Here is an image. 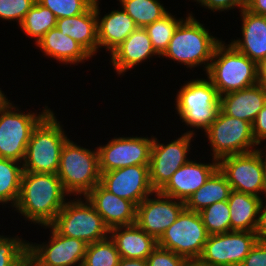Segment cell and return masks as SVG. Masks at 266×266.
<instances>
[{
  "instance_id": "6da1fadb",
  "label": "cell",
  "mask_w": 266,
  "mask_h": 266,
  "mask_svg": "<svg viewBox=\"0 0 266 266\" xmlns=\"http://www.w3.org/2000/svg\"><path fill=\"white\" fill-rule=\"evenodd\" d=\"M66 195L69 194L57 174L23 172L14 210L34 224L51 225L63 208Z\"/></svg>"
},
{
  "instance_id": "7a4b0ae2",
  "label": "cell",
  "mask_w": 266,
  "mask_h": 266,
  "mask_svg": "<svg viewBox=\"0 0 266 266\" xmlns=\"http://www.w3.org/2000/svg\"><path fill=\"white\" fill-rule=\"evenodd\" d=\"M189 13L175 30L167 49L161 55L195 68L202 64L207 71L215 49L222 41L212 36L204 26Z\"/></svg>"
},
{
  "instance_id": "3957f363",
  "label": "cell",
  "mask_w": 266,
  "mask_h": 266,
  "mask_svg": "<svg viewBox=\"0 0 266 266\" xmlns=\"http://www.w3.org/2000/svg\"><path fill=\"white\" fill-rule=\"evenodd\" d=\"M206 74L219 96L259 83L258 64L224 41L216 47Z\"/></svg>"
},
{
  "instance_id": "277c9868",
  "label": "cell",
  "mask_w": 266,
  "mask_h": 266,
  "mask_svg": "<svg viewBox=\"0 0 266 266\" xmlns=\"http://www.w3.org/2000/svg\"><path fill=\"white\" fill-rule=\"evenodd\" d=\"M51 110L34 128L22 162L24 172L57 174L63 145L69 139Z\"/></svg>"
},
{
  "instance_id": "5b68a950",
  "label": "cell",
  "mask_w": 266,
  "mask_h": 266,
  "mask_svg": "<svg viewBox=\"0 0 266 266\" xmlns=\"http://www.w3.org/2000/svg\"><path fill=\"white\" fill-rule=\"evenodd\" d=\"M57 176L69 195L85 197L100 183L98 148H83L68 139L61 150Z\"/></svg>"
},
{
  "instance_id": "8992f818",
  "label": "cell",
  "mask_w": 266,
  "mask_h": 266,
  "mask_svg": "<svg viewBox=\"0 0 266 266\" xmlns=\"http://www.w3.org/2000/svg\"><path fill=\"white\" fill-rule=\"evenodd\" d=\"M176 111L182 122L206 132L220 111V96L209 79H192L176 96Z\"/></svg>"
},
{
  "instance_id": "52a82bcc",
  "label": "cell",
  "mask_w": 266,
  "mask_h": 266,
  "mask_svg": "<svg viewBox=\"0 0 266 266\" xmlns=\"http://www.w3.org/2000/svg\"><path fill=\"white\" fill-rule=\"evenodd\" d=\"M78 196L65 202L55 221L51 224L61 235L80 239L87 244L103 240L109 235L101 215L87 200Z\"/></svg>"
},
{
  "instance_id": "ba28073f",
  "label": "cell",
  "mask_w": 266,
  "mask_h": 266,
  "mask_svg": "<svg viewBox=\"0 0 266 266\" xmlns=\"http://www.w3.org/2000/svg\"><path fill=\"white\" fill-rule=\"evenodd\" d=\"M50 111L26 114L13 104L0 111V158L22 163L34 128Z\"/></svg>"
},
{
  "instance_id": "9c48e42d",
  "label": "cell",
  "mask_w": 266,
  "mask_h": 266,
  "mask_svg": "<svg viewBox=\"0 0 266 266\" xmlns=\"http://www.w3.org/2000/svg\"><path fill=\"white\" fill-rule=\"evenodd\" d=\"M205 133L212 147V157L216 160L252 152L258 146L251 123L226 115L221 110Z\"/></svg>"
},
{
  "instance_id": "30bf717a",
  "label": "cell",
  "mask_w": 266,
  "mask_h": 266,
  "mask_svg": "<svg viewBox=\"0 0 266 266\" xmlns=\"http://www.w3.org/2000/svg\"><path fill=\"white\" fill-rule=\"evenodd\" d=\"M209 237L199 212L186 208L158 240V246L186 260H198Z\"/></svg>"
},
{
  "instance_id": "8fae6325",
  "label": "cell",
  "mask_w": 266,
  "mask_h": 266,
  "mask_svg": "<svg viewBox=\"0 0 266 266\" xmlns=\"http://www.w3.org/2000/svg\"><path fill=\"white\" fill-rule=\"evenodd\" d=\"M194 135V130L190 129L168 144L160 143L153 136L149 173L150 183L155 191H160L172 175L190 160L187 154L191 149L190 143Z\"/></svg>"
},
{
  "instance_id": "7c38bea8",
  "label": "cell",
  "mask_w": 266,
  "mask_h": 266,
  "mask_svg": "<svg viewBox=\"0 0 266 266\" xmlns=\"http://www.w3.org/2000/svg\"><path fill=\"white\" fill-rule=\"evenodd\" d=\"M256 242L255 232L230 231L209 235L198 260L207 266H240Z\"/></svg>"
},
{
  "instance_id": "4fadbf2b",
  "label": "cell",
  "mask_w": 266,
  "mask_h": 266,
  "mask_svg": "<svg viewBox=\"0 0 266 266\" xmlns=\"http://www.w3.org/2000/svg\"><path fill=\"white\" fill-rule=\"evenodd\" d=\"M152 144L153 137H114L106 145L97 147L100 173L134 165H149Z\"/></svg>"
},
{
  "instance_id": "5bb4252c",
  "label": "cell",
  "mask_w": 266,
  "mask_h": 266,
  "mask_svg": "<svg viewBox=\"0 0 266 266\" xmlns=\"http://www.w3.org/2000/svg\"><path fill=\"white\" fill-rule=\"evenodd\" d=\"M218 168L233 191L258 197L261 192L264 194L262 161L256 150L222 157L218 160Z\"/></svg>"
},
{
  "instance_id": "9a60e30c",
  "label": "cell",
  "mask_w": 266,
  "mask_h": 266,
  "mask_svg": "<svg viewBox=\"0 0 266 266\" xmlns=\"http://www.w3.org/2000/svg\"><path fill=\"white\" fill-rule=\"evenodd\" d=\"M100 184L114 195L137 206L155 193L150 183L149 165H134L103 172Z\"/></svg>"
},
{
  "instance_id": "2e32d148",
  "label": "cell",
  "mask_w": 266,
  "mask_h": 266,
  "mask_svg": "<svg viewBox=\"0 0 266 266\" xmlns=\"http://www.w3.org/2000/svg\"><path fill=\"white\" fill-rule=\"evenodd\" d=\"M154 199L146 197L138 206L136 224L157 241L186 208L185 202L155 191Z\"/></svg>"
},
{
  "instance_id": "e0dca14e",
  "label": "cell",
  "mask_w": 266,
  "mask_h": 266,
  "mask_svg": "<svg viewBox=\"0 0 266 266\" xmlns=\"http://www.w3.org/2000/svg\"><path fill=\"white\" fill-rule=\"evenodd\" d=\"M48 244H33L28 241V251L45 266H82L87 243L80 239L61 235L52 225Z\"/></svg>"
},
{
  "instance_id": "ac0fdd59",
  "label": "cell",
  "mask_w": 266,
  "mask_h": 266,
  "mask_svg": "<svg viewBox=\"0 0 266 266\" xmlns=\"http://www.w3.org/2000/svg\"><path fill=\"white\" fill-rule=\"evenodd\" d=\"M85 197L101 215L104 224L109 230L115 227L135 224L137 205L114 195L100 183Z\"/></svg>"
},
{
  "instance_id": "d6986e66",
  "label": "cell",
  "mask_w": 266,
  "mask_h": 266,
  "mask_svg": "<svg viewBox=\"0 0 266 266\" xmlns=\"http://www.w3.org/2000/svg\"><path fill=\"white\" fill-rule=\"evenodd\" d=\"M212 159L210 164L189 160L172 175L168 183L159 192L165 196L186 202L218 169V160Z\"/></svg>"
},
{
  "instance_id": "ffe728a7",
  "label": "cell",
  "mask_w": 266,
  "mask_h": 266,
  "mask_svg": "<svg viewBox=\"0 0 266 266\" xmlns=\"http://www.w3.org/2000/svg\"><path fill=\"white\" fill-rule=\"evenodd\" d=\"M266 102V87L261 83L220 96V110L231 117L253 124Z\"/></svg>"
},
{
  "instance_id": "44dd1931",
  "label": "cell",
  "mask_w": 266,
  "mask_h": 266,
  "mask_svg": "<svg viewBox=\"0 0 266 266\" xmlns=\"http://www.w3.org/2000/svg\"><path fill=\"white\" fill-rule=\"evenodd\" d=\"M110 55L111 65L119 75L155 55L160 58L142 27L134 30Z\"/></svg>"
},
{
  "instance_id": "7402d4cb",
  "label": "cell",
  "mask_w": 266,
  "mask_h": 266,
  "mask_svg": "<svg viewBox=\"0 0 266 266\" xmlns=\"http://www.w3.org/2000/svg\"><path fill=\"white\" fill-rule=\"evenodd\" d=\"M240 16L243 38L234 39L230 44L258 64L266 57V17L246 8L241 11Z\"/></svg>"
},
{
  "instance_id": "603a6c76",
  "label": "cell",
  "mask_w": 266,
  "mask_h": 266,
  "mask_svg": "<svg viewBox=\"0 0 266 266\" xmlns=\"http://www.w3.org/2000/svg\"><path fill=\"white\" fill-rule=\"evenodd\" d=\"M121 258L146 260L158 246V241L136 223L109 230Z\"/></svg>"
},
{
  "instance_id": "cb8c5ba5",
  "label": "cell",
  "mask_w": 266,
  "mask_h": 266,
  "mask_svg": "<svg viewBox=\"0 0 266 266\" xmlns=\"http://www.w3.org/2000/svg\"><path fill=\"white\" fill-rule=\"evenodd\" d=\"M97 30L99 48L110 54L138 28L133 19L121 8L113 10L100 18L99 1L96 0Z\"/></svg>"
},
{
  "instance_id": "d4e9b609",
  "label": "cell",
  "mask_w": 266,
  "mask_h": 266,
  "mask_svg": "<svg viewBox=\"0 0 266 266\" xmlns=\"http://www.w3.org/2000/svg\"><path fill=\"white\" fill-rule=\"evenodd\" d=\"M56 27L79 43L92 57L98 52L96 0L80 15L57 19Z\"/></svg>"
},
{
  "instance_id": "484cf974",
  "label": "cell",
  "mask_w": 266,
  "mask_h": 266,
  "mask_svg": "<svg viewBox=\"0 0 266 266\" xmlns=\"http://www.w3.org/2000/svg\"><path fill=\"white\" fill-rule=\"evenodd\" d=\"M44 55L63 64L83 63L92 56L70 36L64 35L57 27L50 29L37 43Z\"/></svg>"
},
{
  "instance_id": "4316f807",
  "label": "cell",
  "mask_w": 266,
  "mask_h": 266,
  "mask_svg": "<svg viewBox=\"0 0 266 266\" xmlns=\"http://www.w3.org/2000/svg\"><path fill=\"white\" fill-rule=\"evenodd\" d=\"M227 201L231 231L255 232L262 198L232 190Z\"/></svg>"
},
{
  "instance_id": "83f0119b",
  "label": "cell",
  "mask_w": 266,
  "mask_h": 266,
  "mask_svg": "<svg viewBox=\"0 0 266 266\" xmlns=\"http://www.w3.org/2000/svg\"><path fill=\"white\" fill-rule=\"evenodd\" d=\"M231 191L230 184L218 168L204 185L187 199L185 207L187 210L200 212L215 202L227 201Z\"/></svg>"
},
{
  "instance_id": "f1b7e54d",
  "label": "cell",
  "mask_w": 266,
  "mask_h": 266,
  "mask_svg": "<svg viewBox=\"0 0 266 266\" xmlns=\"http://www.w3.org/2000/svg\"><path fill=\"white\" fill-rule=\"evenodd\" d=\"M14 160L0 158V203L15 207L20 195L23 166Z\"/></svg>"
},
{
  "instance_id": "f546056e",
  "label": "cell",
  "mask_w": 266,
  "mask_h": 266,
  "mask_svg": "<svg viewBox=\"0 0 266 266\" xmlns=\"http://www.w3.org/2000/svg\"><path fill=\"white\" fill-rule=\"evenodd\" d=\"M160 0H119L121 8L133 19L138 27L161 19L168 13Z\"/></svg>"
},
{
  "instance_id": "4dcf8cb0",
  "label": "cell",
  "mask_w": 266,
  "mask_h": 266,
  "mask_svg": "<svg viewBox=\"0 0 266 266\" xmlns=\"http://www.w3.org/2000/svg\"><path fill=\"white\" fill-rule=\"evenodd\" d=\"M56 16L45 6L36 1L20 24L22 31L35 39V44L52 28L56 27Z\"/></svg>"
},
{
  "instance_id": "1f68e13d",
  "label": "cell",
  "mask_w": 266,
  "mask_h": 266,
  "mask_svg": "<svg viewBox=\"0 0 266 266\" xmlns=\"http://www.w3.org/2000/svg\"><path fill=\"white\" fill-rule=\"evenodd\" d=\"M120 259L114 241L108 236L87 245L82 266H118Z\"/></svg>"
},
{
  "instance_id": "d6a6232c",
  "label": "cell",
  "mask_w": 266,
  "mask_h": 266,
  "mask_svg": "<svg viewBox=\"0 0 266 266\" xmlns=\"http://www.w3.org/2000/svg\"><path fill=\"white\" fill-rule=\"evenodd\" d=\"M183 20V18L176 19L168 12L161 19L144 27L152 42L153 48L160 56L167 49L175 30Z\"/></svg>"
},
{
  "instance_id": "836d02e7",
  "label": "cell",
  "mask_w": 266,
  "mask_h": 266,
  "mask_svg": "<svg viewBox=\"0 0 266 266\" xmlns=\"http://www.w3.org/2000/svg\"><path fill=\"white\" fill-rule=\"evenodd\" d=\"M209 235L231 231L228 201L215 202L199 212Z\"/></svg>"
},
{
  "instance_id": "e575fe53",
  "label": "cell",
  "mask_w": 266,
  "mask_h": 266,
  "mask_svg": "<svg viewBox=\"0 0 266 266\" xmlns=\"http://www.w3.org/2000/svg\"><path fill=\"white\" fill-rule=\"evenodd\" d=\"M27 250L26 240L0 235V266H23Z\"/></svg>"
},
{
  "instance_id": "d590c367",
  "label": "cell",
  "mask_w": 266,
  "mask_h": 266,
  "mask_svg": "<svg viewBox=\"0 0 266 266\" xmlns=\"http://www.w3.org/2000/svg\"><path fill=\"white\" fill-rule=\"evenodd\" d=\"M47 7L57 19L72 17L86 12L95 0H37Z\"/></svg>"
},
{
  "instance_id": "8d00e7d4",
  "label": "cell",
  "mask_w": 266,
  "mask_h": 266,
  "mask_svg": "<svg viewBox=\"0 0 266 266\" xmlns=\"http://www.w3.org/2000/svg\"><path fill=\"white\" fill-rule=\"evenodd\" d=\"M37 0H0V18L18 22L19 26ZM18 20V21H17Z\"/></svg>"
},
{
  "instance_id": "74e56055",
  "label": "cell",
  "mask_w": 266,
  "mask_h": 266,
  "mask_svg": "<svg viewBox=\"0 0 266 266\" xmlns=\"http://www.w3.org/2000/svg\"><path fill=\"white\" fill-rule=\"evenodd\" d=\"M186 259L168 249L157 246L146 259L147 266H182Z\"/></svg>"
},
{
  "instance_id": "f35d334b",
  "label": "cell",
  "mask_w": 266,
  "mask_h": 266,
  "mask_svg": "<svg viewBox=\"0 0 266 266\" xmlns=\"http://www.w3.org/2000/svg\"><path fill=\"white\" fill-rule=\"evenodd\" d=\"M197 1L199 5L204 6L206 9L216 12V11H225L231 10L235 7L240 8L241 12L246 8L247 0H194Z\"/></svg>"
},
{
  "instance_id": "ab89813d",
  "label": "cell",
  "mask_w": 266,
  "mask_h": 266,
  "mask_svg": "<svg viewBox=\"0 0 266 266\" xmlns=\"http://www.w3.org/2000/svg\"><path fill=\"white\" fill-rule=\"evenodd\" d=\"M240 266H266V244L256 242Z\"/></svg>"
},
{
  "instance_id": "60d3db41",
  "label": "cell",
  "mask_w": 266,
  "mask_h": 266,
  "mask_svg": "<svg viewBox=\"0 0 266 266\" xmlns=\"http://www.w3.org/2000/svg\"><path fill=\"white\" fill-rule=\"evenodd\" d=\"M252 133L258 145L266 140V102L252 124Z\"/></svg>"
},
{
  "instance_id": "b9f144b4",
  "label": "cell",
  "mask_w": 266,
  "mask_h": 266,
  "mask_svg": "<svg viewBox=\"0 0 266 266\" xmlns=\"http://www.w3.org/2000/svg\"><path fill=\"white\" fill-rule=\"evenodd\" d=\"M266 198V197H265ZM262 199L260 208H259V216L258 223L255 230L257 242L266 244V200Z\"/></svg>"
},
{
  "instance_id": "7bdbcfd3",
  "label": "cell",
  "mask_w": 266,
  "mask_h": 266,
  "mask_svg": "<svg viewBox=\"0 0 266 266\" xmlns=\"http://www.w3.org/2000/svg\"><path fill=\"white\" fill-rule=\"evenodd\" d=\"M246 9L266 17V0H247Z\"/></svg>"
},
{
  "instance_id": "ee69618b",
  "label": "cell",
  "mask_w": 266,
  "mask_h": 266,
  "mask_svg": "<svg viewBox=\"0 0 266 266\" xmlns=\"http://www.w3.org/2000/svg\"><path fill=\"white\" fill-rule=\"evenodd\" d=\"M118 266H147V263L146 260L143 259L121 258Z\"/></svg>"
},
{
  "instance_id": "f6af8a7d",
  "label": "cell",
  "mask_w": 266,
  "mask_h": 266,
  "mask_svg": "<svg viewBox=\"0 0 266 266\" xmlns=\"http://www.w3.org/2000/svg\"><path fill=\"white\" fill-rule=\"evenodd\" d=\"M258 79L266 87V57L258 63Z\"/></svg>"
},
{
  "instance_id": "bcb514c9",
  "label": "cell",
  "mask_w": 266,
  "mask_h": 266,
  "mask_svg": "<svg viewBox=\"0 0 266 266\" xmlns=\"http://www.w3.org/2000/svg\"><path fill=\"white\" fill-rule=\"evenodd\" d=\"M266 149V148H265ZM256 151L259 153L261 161H262V167H263V189H264V194L266 197V150L263 151L261 148H257Z\"/></svg>"
},
{
  "instance_id": "7dc6e473",
  "label": "cell",
  "mask_w": 266,
  "mask_h": 266,
  "mask_svg": "<svg viewBox=\"0 0 266 266\" xmlns=\"http://www.w3.org/2000/svg\"><path fill=\"white\" fill-rule=\"evenodd\" d=\"M23 266H45L41 264L28 250L24 257Z\"/></svg>"
},
{
  "instance_id": "c3c4849f",
  "label": "cell",
  "mask_w": 266,
  "mask_h": 266,
  "mask_svg": "<svg viewBox=\"0 0 266 266\" xmlns=\"http://www.w3.org/2000/svg\"><path fill=\"white\" fill-rule=\"evenodd\" d=\"M3 91H1V88H0V111L8 108L12 102H10V100H8V98H6V95L4 94V92L2 93Z\"/></svg>"
},
{
  "instance_id": "681fc988",
  "label": "cell",
  "mask_w": 266,
  "mask_h": 266,
  "mask_svg": "<svg viewBox=\"0 0 266 266\" xmlns=\"http://www.w3.org/2000/svg\"><path fill=\"white\" fill-rule=\"evenodd\" d=\"M182 266H207L201 263L199 260H186Z\"/></svg>"
}]
</instances>
